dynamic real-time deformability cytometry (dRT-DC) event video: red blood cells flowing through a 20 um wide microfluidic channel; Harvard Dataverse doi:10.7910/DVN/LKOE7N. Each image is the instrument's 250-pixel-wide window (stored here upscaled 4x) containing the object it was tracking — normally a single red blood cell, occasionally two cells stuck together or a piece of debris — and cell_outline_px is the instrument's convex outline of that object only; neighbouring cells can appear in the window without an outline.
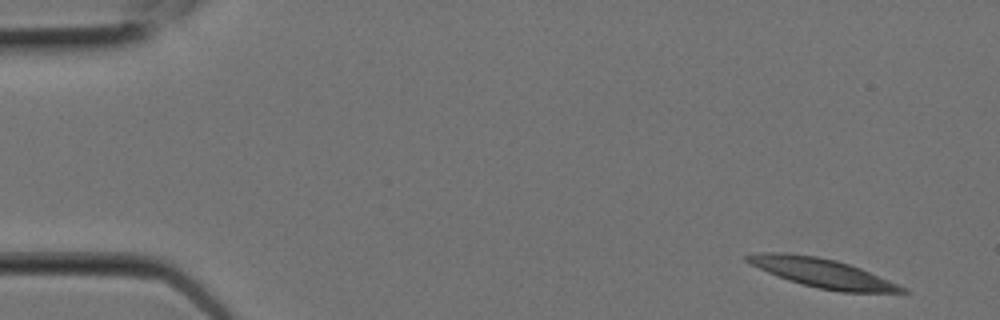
{"species": "Egyptian fruit bat (a non-hibernating species)", "species_latin": "Rousettus aegyptiacus", "temperature_condition": "room temperature", "stored_images_in_passage": 6, "camera_frame_rate_fps": 3000, "um_per_image_px": 0.085, "animal": {"sex": "female"}, "frame": {"image": 1, "passage_image": 1, "time_ms": 0.0, "image_size_px": [1000, 320], "cell_outline_px": [[908, 292], [840, 292], [820, 288], [788, 280], [768, 272], [744, 260], [744, 256], [760, 252], [784, 252], [816, 256], [836, 260], [860, 268], [908, 288]], "centroid_in_image_um": [69.9, 23.19], "position_along_channel_um": 15.1, "area_um2": 25.78}}